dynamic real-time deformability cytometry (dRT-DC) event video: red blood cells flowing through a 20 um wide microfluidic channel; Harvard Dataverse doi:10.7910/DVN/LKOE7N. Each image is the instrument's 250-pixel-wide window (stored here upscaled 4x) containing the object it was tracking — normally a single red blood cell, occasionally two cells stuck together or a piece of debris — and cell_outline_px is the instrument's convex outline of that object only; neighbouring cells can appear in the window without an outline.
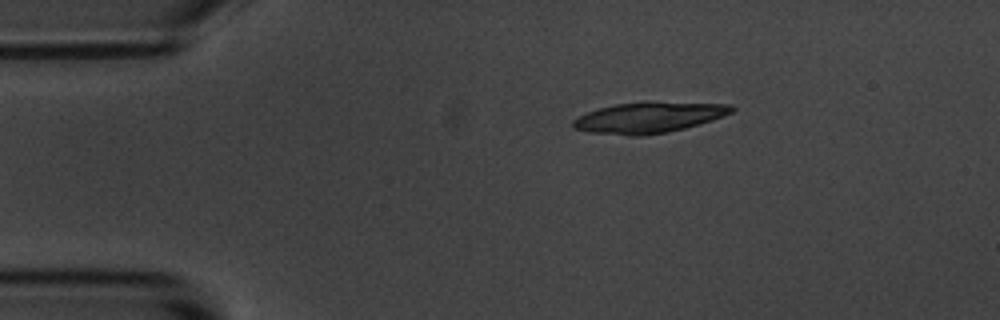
{"species": "common noctule bat (a hibernating species)", "species_latin": "Nyctalus noctula", "temperature_condition": "room temperature", "stored_images_in_passage": 3, "camera_frame_rate_fps": 3000, "um_per_image_px": 0.085, "animal": {"sex": "male", "body_mass_g": 20.1, "forearm_length_mm": 53.5}, "frame": {"image": 1, "passage_image": 1, "time_ms": 0.0, "image_size_px": [1000, 320], "cell_outline_px": [[736, 108], [732, 112], [724, 116], [712, 120], [684, 128], [668, 132], [640, 136], [628, 136], [588, 132], [572, 128], [572, 120], [576, 116], [596, 108], [616, 104], [644, 100], [648, 100], [732, 104]], "centroid_in_image_um": [55.13, 9.96], "position_along_channel_um": 29.9, "area_um2": 29.36}}